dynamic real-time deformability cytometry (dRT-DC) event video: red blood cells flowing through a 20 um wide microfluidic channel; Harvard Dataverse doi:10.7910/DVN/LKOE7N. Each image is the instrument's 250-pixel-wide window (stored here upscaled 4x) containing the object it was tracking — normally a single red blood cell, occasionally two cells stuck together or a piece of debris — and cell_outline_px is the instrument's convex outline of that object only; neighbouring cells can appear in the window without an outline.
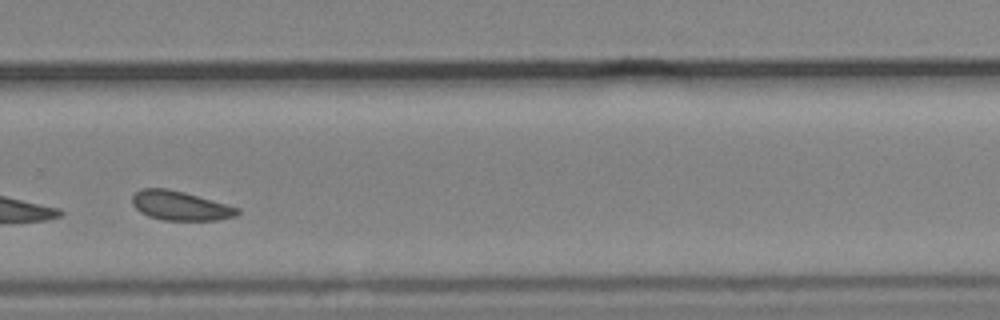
{"species": "common noctule bat (a hibernating species)", "species_latin": "Nyctalus noctula", "temperature_condition": "cold", "stored_images_in_passage": 8, "camera_frame_rate_fps": 3000, "um_per_image_px": 0.085, "animal": {"sex": "male", "body_mass_g": 19.2, "forearm_length_mm": 51.8}, "frame": {"image": 1, "passage_image": 8, "time_ms": 8.333, "image_size_px": [1000, 320], "cell_outline_px": [[240, 212], [236, 216], [216, 220], [164, 220], [148, 216], [140, 212], [132, 204], [132, 196], [140, 188], [168, 188], [184, 192], [240, 208]], "centroid_in_image_um": [15.3, 17.48], "position_along_channel_um": 314.5, "area_um2": 17.92}}